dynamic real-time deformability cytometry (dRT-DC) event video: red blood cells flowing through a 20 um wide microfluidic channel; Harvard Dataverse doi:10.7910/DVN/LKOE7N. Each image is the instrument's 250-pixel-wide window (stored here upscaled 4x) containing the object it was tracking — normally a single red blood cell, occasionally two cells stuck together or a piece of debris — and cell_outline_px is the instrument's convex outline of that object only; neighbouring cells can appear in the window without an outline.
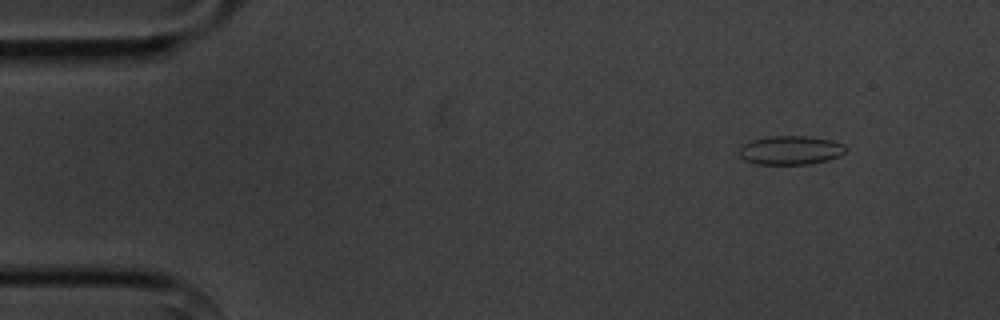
{"species": "common noctule bat (a hibernating species)", "species_latin": "Nyctalus noctula", "temperature_condition": "cold", "stored_images_in_passage": 5, "camera_frame_rate_fps": 3000, "um_per_image_px": 0.085, "animal": {"sex": "male", "body_mass_g": 20.1, "forearm_length_mm": 53.5}, "frame": {"image": 1, "passage_image": 2, "time_ms": 1.333, "image_size_px": [1000, 320], "cell_outline_px": [[848, 148], [840, 156], [828, 160], [812, 164], [756, 164], [744, 160], [740, 156], [740, 148], [744, 144], [752, 140], [772, 136], [808, 136], [832, 140], [844, 144]], "centroid_in_image_um": [67.24, 12.77], "position_along_channel_um": 17.8, "area_um2": 17.98}}
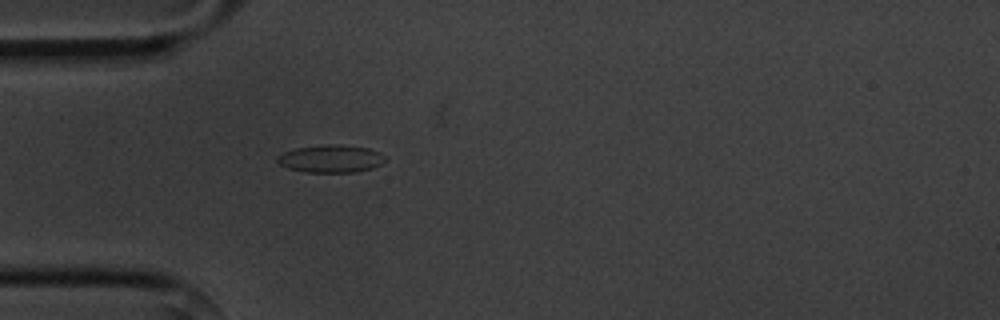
{"frame": {"image": 2, "passage_image": 5, "time_ms": 4.667, "image_size_px": [1000, 320], "cell_outline_px": [[384, 160], [380, 164], [372, 168], [356, 172], [304, 172], [288, 168], [280, 164], [276, 160], [276, 156], [284, 152], [296, 148], [328, 144], [340, 144], [368, 148], [380, 152], [384, 156]], "centroid_in_image_um": [28.1, 13.49], "position_along_channel_um": 56.9, "area_um2": 17.34}}